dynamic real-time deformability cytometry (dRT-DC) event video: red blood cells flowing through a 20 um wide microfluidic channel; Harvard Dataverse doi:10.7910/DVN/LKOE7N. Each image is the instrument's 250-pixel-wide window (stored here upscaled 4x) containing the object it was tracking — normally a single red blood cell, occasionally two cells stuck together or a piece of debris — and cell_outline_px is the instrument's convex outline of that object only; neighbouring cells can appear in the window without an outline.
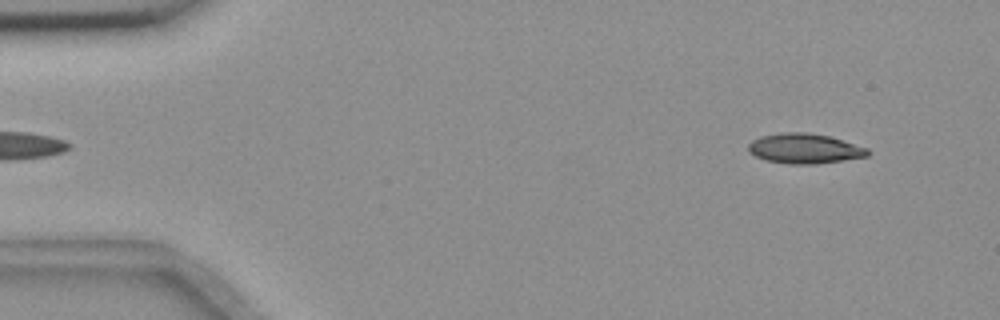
{"species": "common noctule bat (a hibernating species)", "species_latin": "Nyctalus noctula", "temperature_condition": "room temperature", "stored_images_in_passage": 54, "camera_frame_rate_fps": 3000, "um_per_image_px": 0.085, "animal": {"sex": "female", "body_mass_g": 18.4}, "frame": {"image": 1, "passage_image": 4, "time_ms": 1.0, "image_size_px": [1000, 320], "cell_outline_px": [[872, 152], [868, 156], [844, 160], [816, 164], [788, 164], [764, 160], [748, 152], [748, 144], [752, 140], [760, 136], [780, 132], [808, 132], [828, 136], [868, 148]], "centroid_in_image_um": [68.37, 12.63], "position_along_channel_um": 16.6, "area_um2": 21.04}}
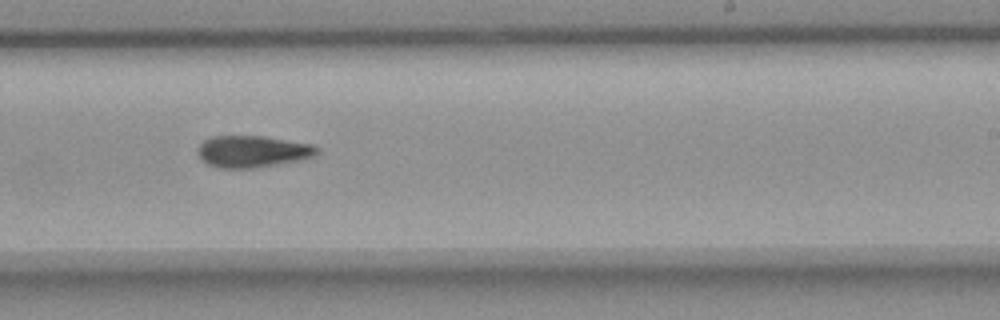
{"frame": {"image": 2, "passage_image": 33, "time_ms": 10.667, "image_size_px": [1000, 320], "cell_outline_px": [[320, 152], [312, 156], [296, 160], [276, 164], [252, 168], [216, 168], [200, 160], [196, 152], [196, 148], [204, 140], [212, 136], [264, 136], [312, 144], [320, 148]], "centroid_in_image_um": [21.4, 12.87], "position_along_channel_um": 267.6, "area_um2": 22.14}}
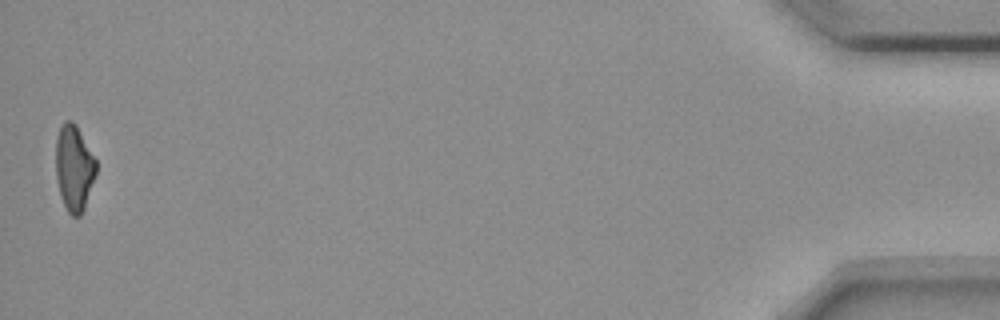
{"frame": {"image": 3, "passage_image": 54, "time_ms": 17.667, "image_size_px": [1000, 320], "cell_outline_px": [[96, 172], [84, 208], [80, 216], [72, 216], [68, 212], [60, 196], [56, 176], [56, 136], [64, 120], [72, 120], [76, 124], [96, 160]], "centroid_in_image_um": [6.28, 14.25], "position_along_channel_um": 428.9, "area_um2": 20.06}, "authors_computed_cell_mechanics": {"area_um2": 21.4149, "velocity_mm_per_s": 3.6534, "shape_relaxation_time_tau1_ms": 11.2489, "shape_relaxation_time_tau2_ms": null, "deformation_change_tau1": 0.2174, "deformation_change_tau2": null}}